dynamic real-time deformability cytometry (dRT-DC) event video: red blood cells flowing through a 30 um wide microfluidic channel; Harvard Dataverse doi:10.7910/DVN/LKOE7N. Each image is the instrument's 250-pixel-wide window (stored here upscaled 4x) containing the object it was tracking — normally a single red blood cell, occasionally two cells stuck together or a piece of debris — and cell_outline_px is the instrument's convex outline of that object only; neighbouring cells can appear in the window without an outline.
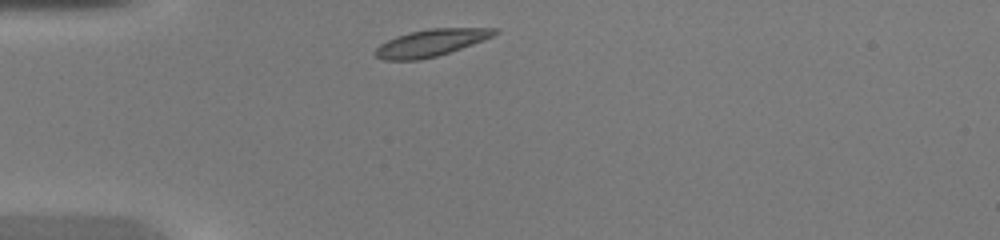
{"species": "common noctule bat (a hibernating species)", "species_latin": "Nyctalus noctula", "temperature_condition": "warm", "stored_images_in_passage": 32, "camera_frame_rate_fps": 3000, "um_per_image_px": 0.085, "animal": {"sex": "female", "body_mass_g": 20.0, "forearm_length_mm": 54.0}, "frame": {"image": 1, "passage_image": 1, "time_ms": 0.0, "image_size_px": [1000, 240], "cell_outline_px": [[500, 32], [484, 40], [436, 56], [420, 60], [384, 60], [376, 56], [372, 52], [380, 44], [396, 36], [408, 32], [428, 28], [500, 28]], "centroid_in_image_um": [36.62, 3.63], "position_along_channel_um": 48.4, "area_um2": 18.79}}
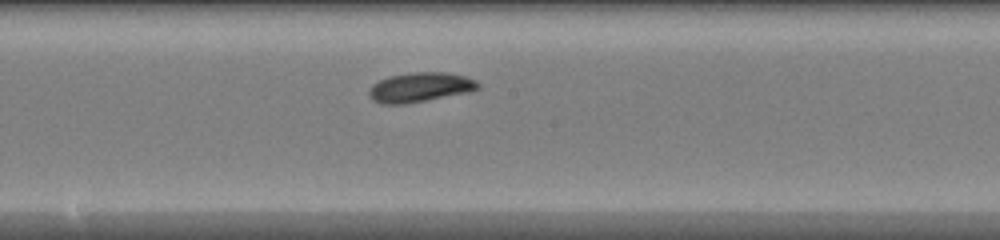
{"frame": {"image": 2, "passage_image": 14, "time_ms": 4.333, "image_size_px": [1000, 240], "cell_outline_px": [[480, 88], [472, 92], [404, 104], [380, 104], [372, 100], [368, 96], [368, 92], [372, 84], [388, 76], [412, 72], [448, 72], [464, 76], [476, 80], [480, 84]], "centroid_in_image_um": [35.71, 7.42], "position_along_channel_um": 212.5, "area_um2": 19.07}}
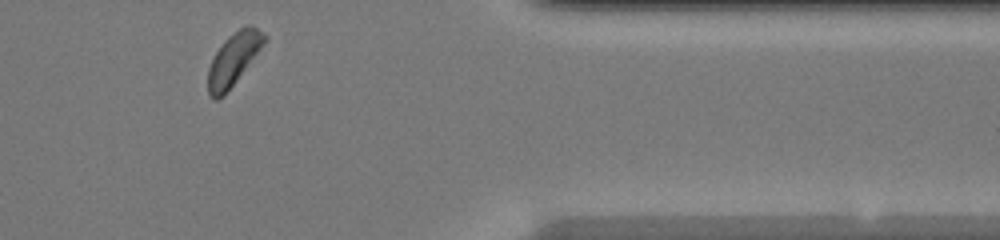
{"frame": {"image": 3, "passage_image": 28, "time_ms": 9.0, "image_size_px": [1000, 240], "cell_outline_px": [[268, 40], [224, 96], [216, 100], [212, 100], [208, 96], [208, 68], [216, 52], [224, 40], [228, 36], [240, 28], [248, 24], [256, 28], [268, 36]], "centroid_in_image_um": [19.85, 5.04], "position_along_channel_um": 391.5, "area_um2": 17.22}, "authors_computed_cell_mechanics": {"area_um2": 18.0914, "velocity_mm_per_s": 4.2684, "shape_relaxation_time_tau1_ms": 4.2643, "shape_relaxation_time_tau2_ms": null, "deformation_change_tau1": 0.1267, "deformation_change_tau2": null}}